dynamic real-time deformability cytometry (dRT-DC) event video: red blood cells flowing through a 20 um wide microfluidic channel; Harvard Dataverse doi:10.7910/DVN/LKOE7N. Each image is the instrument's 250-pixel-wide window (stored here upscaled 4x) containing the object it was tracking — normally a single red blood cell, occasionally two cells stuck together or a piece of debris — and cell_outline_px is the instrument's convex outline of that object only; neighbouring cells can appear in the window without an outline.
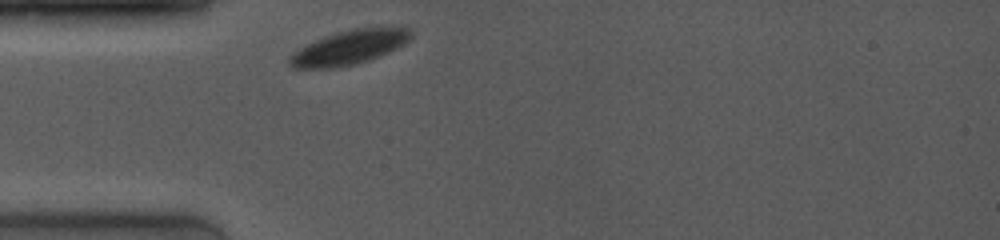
{"species": "common noctule bat (a hibernating species)", "species_latin": "Nyctalus noctula", "temperature_condition": "room temperature", "stored_images_in_passage": 14, "camera_frame_rate_fps": 4000, "um_per_image_px": 0.085, "animal": {"sex": "female", "body_mass_g": 19.0, "forearm_length_mm": 53.3}, "frame": {"image": 1, "passage_image": 1, "time_ms": 0.0, "image_size_px": [1000, 240], "cell_outline_px": [[412, 36], [408, 40], [396, 48], [388, 52], [368, 60], [356, 64], [336, 68], [292, 68], [288, 64], [288, 60], [300, 48], [324, 36], [336, 32], [352, 28], [408, 28], [412, 32]], "centroid_in_image_um": [29.66, 4.04], "position_along_channel_um": 55.3, "area_um2": 23.76}}
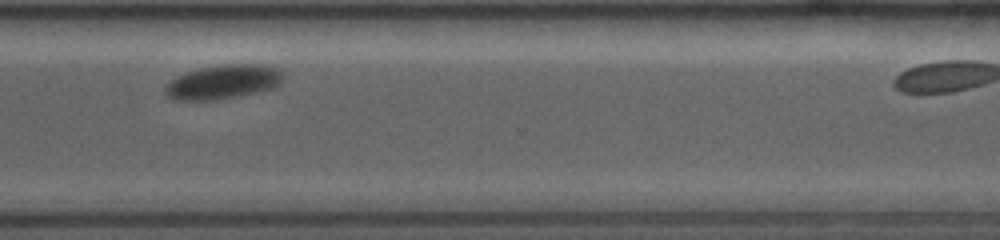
{"frame": {"image": 2, "passage_image": 12, "time_ms": 8.25, "image_size_px": [1000, 240], "cell_outline_px": [[284, 76], [272, 88], [220, 100], [176, 100], [168, 96], [164, 92], [164, 88], [176, 76], [200, 68], [224, 64], [264, 64], [280, 68]], "centroid_in_image_um": [18.97, 6.95], "position_along_channel_um": 351.6, "area_um2": 23.35}}